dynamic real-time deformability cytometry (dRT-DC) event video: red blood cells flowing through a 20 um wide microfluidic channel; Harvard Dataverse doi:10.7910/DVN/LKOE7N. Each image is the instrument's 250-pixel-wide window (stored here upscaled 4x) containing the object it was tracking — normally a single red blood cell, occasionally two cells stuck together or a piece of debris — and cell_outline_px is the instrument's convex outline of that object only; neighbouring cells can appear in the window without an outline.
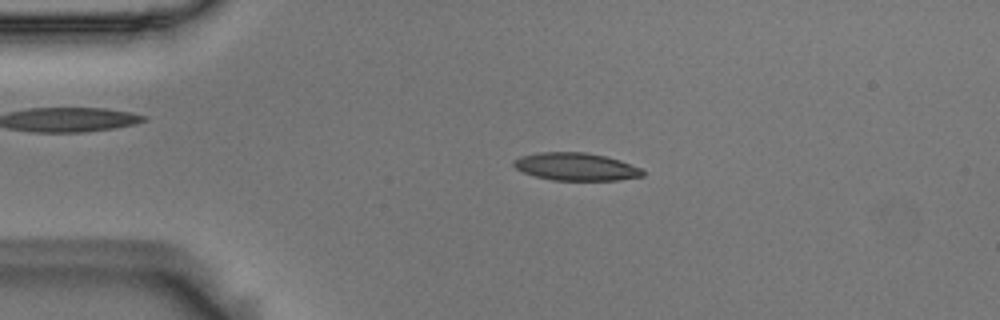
{"species": "Egyptian fruit bat (a non-hibernating species)", "species_latin": "Rousettus aegyptiacus", "temperature_condition": "room temperature", "stored_images_in_passage": 3, "camera_frame_rate_fps": 3000, "um_per_image_px": 0.085, "animal": {"sex": "male"}, "frame": {"image": 1, "passage_image": 3, "time_ms": 0.667, "image_size_px": [1000, 320], "cell_outline_px": [[644, 176], [616, 180], [552, 180], [536, 176], [524, 172], [516, 168], [512, 164], [520, 156], [540, 152], [584, 152], [604, 156], [620, 160], [644, 168]], "centroid_in_image_um": [49.0, 14.17], "position_along_channel_um": 36.0, "area_um2": 20.75}}